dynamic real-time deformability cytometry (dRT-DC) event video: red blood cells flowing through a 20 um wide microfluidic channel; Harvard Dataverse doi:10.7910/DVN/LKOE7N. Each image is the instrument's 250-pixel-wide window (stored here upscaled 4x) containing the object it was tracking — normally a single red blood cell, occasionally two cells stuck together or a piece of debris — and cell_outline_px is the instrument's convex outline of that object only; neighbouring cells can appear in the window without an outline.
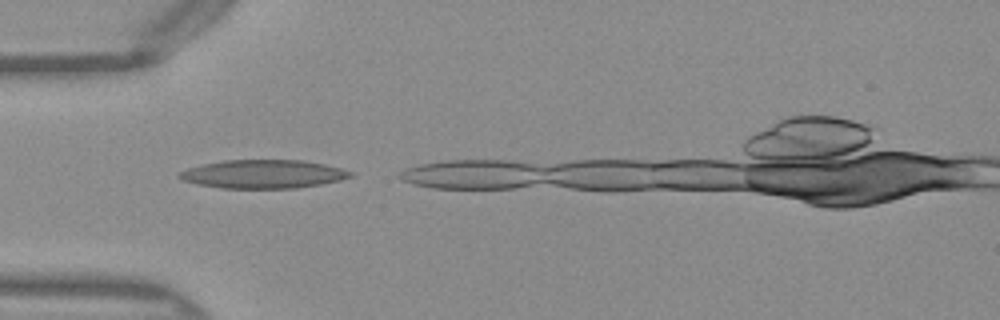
{"species": "Egyptian fruit bat (a non-hibernating species)", "species_latin": "Rousettus aegyptiacus", "temperature_condition": "warm", "stored_images_in_passage": 6, "camera_frame_rate_fps": 3000, "um_per_image_px": 0.085, "frame": {"image": 1, "passage_image": 1, "time_ms": 0.0, "image_size_px": [1000, 320], "cell_outline_px": [[352, 176], [340, 180], [320, 184], [296, 188], [220, 188], [196, 184], [184, 180], [176, 176], [180, 172], [188, 168], [204, 164], [224, 160], [304, 160], [324, 164], [340, 168], [352, 172]], "centroid_in_image_um": [22.36, 14.79], "position_along_channel_um": 62.6, "area_um2": 28.26}}
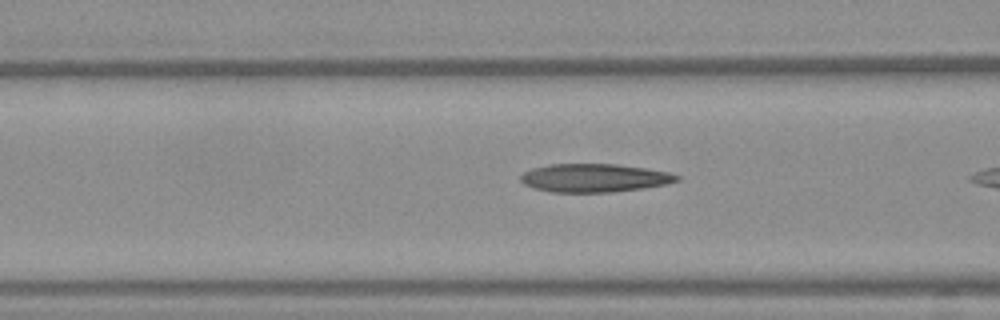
{"frame": {"image": 2, "passage_image": 5, "time_ms": 1.333, "image_size_px": [1000, 320], "cell_outline_px": [[680, 180], [664, 184], [644, 188], [612, 192], [552, 192], [532, 188], [524, 184], [520, 180], [520, 176], [524, 172], [532, 168], [552, 164], [616, 164], [644, 168], [668, 172], [680, 176]], "centroid_in_image_um": [50.49, 15.13], "position_along_channel_um": 116.1, "area_um2": 25.72}}